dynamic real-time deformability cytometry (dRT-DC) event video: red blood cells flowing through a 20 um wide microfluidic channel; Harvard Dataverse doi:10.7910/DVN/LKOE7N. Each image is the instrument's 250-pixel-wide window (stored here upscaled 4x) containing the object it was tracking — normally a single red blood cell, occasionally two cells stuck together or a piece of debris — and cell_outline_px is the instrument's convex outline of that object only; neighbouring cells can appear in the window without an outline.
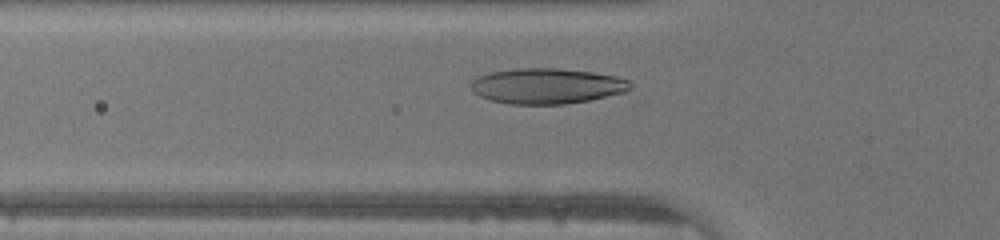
{"species": "human", "species_latin": "Homo sapiens", "temperature_condition": "warm", "stored_images_in_passage": 33, "camera_frame_rate_fps": 3000, "um_per_image_px": 0.085, "donor": {"sex": "male"}, "frame": {"image": 1, "passage_image": 11, "time_ms": 3.333, "image_size_px": [1000, 240], "cell_outline_px": [[632, 88], [624, 92], [588, 100], [564, 104], [508, 104], [492, 100], [480, 96], [472, 92], [468, 84], [472, 80], [480, 76], [492, 72], [516, 68], [556, 68], [592, 72], [616, 76], [628, 80], [632, 84]], "centroid_in_image_um": [46.46, 7.31], "position_along_channel_um": 79.3, "area_um2": 32.95}}
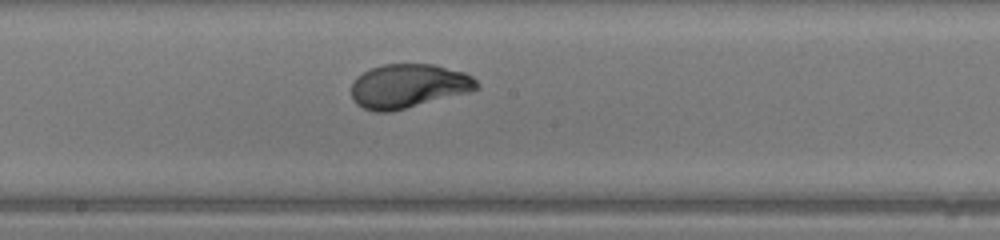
{"frame": {"image": 2, "passage_image": 20, "time_ms": 6.333, "image_size_px": [1000, 240], "cell_outline_px": [[480, 88], [472, 92], [392, 112], [376, 112], [364, 108], [356, 104], [352, 100], [352, 84], [356, 76], [372, 68], [384, 64], [432, 64], [464, 72], [472, 76], [480, 84]], "centroid_in_image_um": [34.74, 7.33], "position_along_channel_um": 213.5, "area_um2": 32.54}}
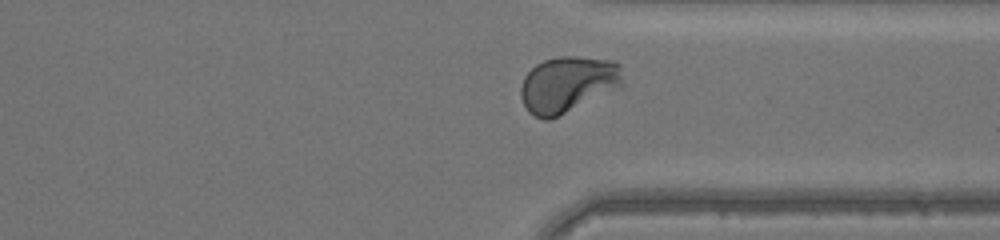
{"frame": {"image": 3, "passage_image": 30, "time_ms": 9.667, "image_size_px": [1000, 240], "cell_outline_px": [[624, 84], [548, 120], [544, 120], [528, 112], [520, 96], [520, 88], [524, 76], [536, 64], [544, 60], [560, 56], [576, 56], [616, 60], [620, 64]], "centroid_in_image_um": [48.24, 7.13], "position_along_channel_um": 363.2, "area_um2": 33.0}}